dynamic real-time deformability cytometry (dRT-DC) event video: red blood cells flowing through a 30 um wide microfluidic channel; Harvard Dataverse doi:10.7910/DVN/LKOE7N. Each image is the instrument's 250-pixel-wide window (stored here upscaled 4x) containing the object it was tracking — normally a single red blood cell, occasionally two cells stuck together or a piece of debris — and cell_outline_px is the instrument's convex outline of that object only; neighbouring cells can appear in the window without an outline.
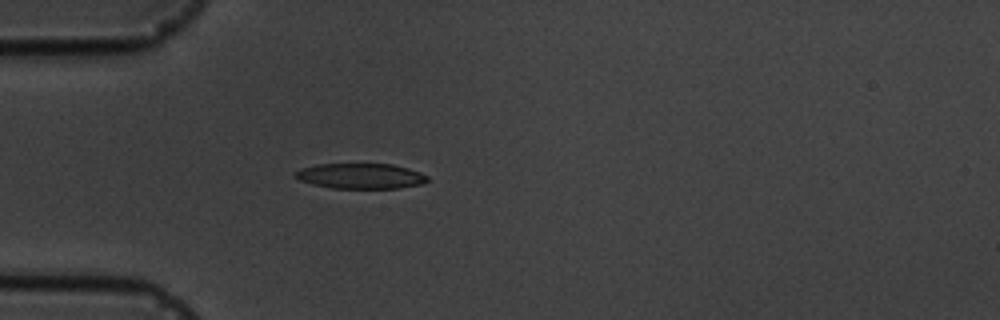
{"species": "common noctule bat (a hibernating species)", "species_latin": "Nyctalus noctula", "temperature_condition": "cold", "stored_images_in_passage": 1, "camera_frame_rate_fps": 3000, "um_per_image_px": 0.085, "animal": {"sex": "male", "body_mass_g": 19.5, "forearm_length_mm": 54.6}, "frame": {"image": 1, "passage_image": 1, "time_ms": 0.0, "image_size_px": [1000, 320], "cell_outline_px": [[428, 180], [420, 184], [396, 188], [332, 188], [312, 184], [300, 180], [292, 176], [292, 172], [300, 168], [316, 164], [392, 164], [408, 168], [420, 172], [428, 176]], "centroid_in_image_um": [30.59, 14.95], "position_along_channel_um": 54.4, "area_um2": 19.59}}